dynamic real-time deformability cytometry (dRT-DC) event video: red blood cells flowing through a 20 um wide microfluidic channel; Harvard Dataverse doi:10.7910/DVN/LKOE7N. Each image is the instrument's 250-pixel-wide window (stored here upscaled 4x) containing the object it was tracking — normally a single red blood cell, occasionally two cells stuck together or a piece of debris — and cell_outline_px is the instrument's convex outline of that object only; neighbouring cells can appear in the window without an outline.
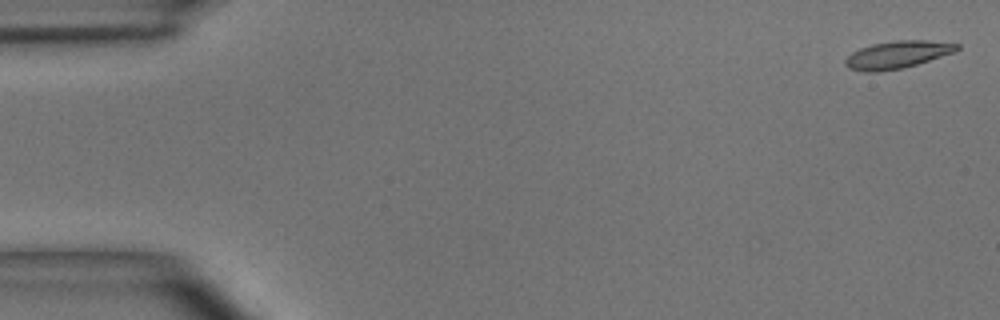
{"species": "common noctule bat (a hibernating species)", "species_latin": "Nyctalus noctula", "temperature_condition": "room temperature", "stored_images_in_passage": 6, "camera_frame_rate_fps": 3000, "um_per_image_px": 0.085, "animal": {"sex": "male", "body_mass_g": 15.6}, "frame": {"image": 1, "passage_image": 1, "time_ms": 0.0, "image_size_px": [1000, 320], "cell_outline_px": [[960, 48], [956, 52], [904, 68], [880, 72], [864, 72], [848, 68], [844, 64], [844, 60], [852, 52], [860, 48], [872, 44], [896, 40], [928, 40], [960, 44]], "centroid_in_image_um": [76.28, 4.65], "position_along_channel_um": 8.7, "area_um2": 18.09}}
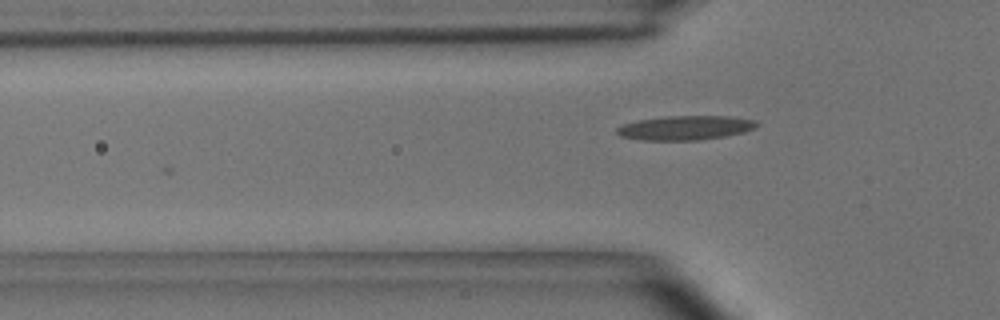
{"frame": {"image": 2, "passage_image": 5, "time_ms": 1.333, "image_size_px": [1000, 320], "cell_outline_px": [[760, 124], [756, 128], [744, 132], [724, 136], [700, 140], [640, 140], [620, 136], [616, 132], [616, 128], [620, 124], [636, 120], [664, 116], [732, 116], [756, 120]], "centroid_in_image_um": [58.24, 10.85], "position_along_channel_um": 67.6, "area_um2": 20.11}}
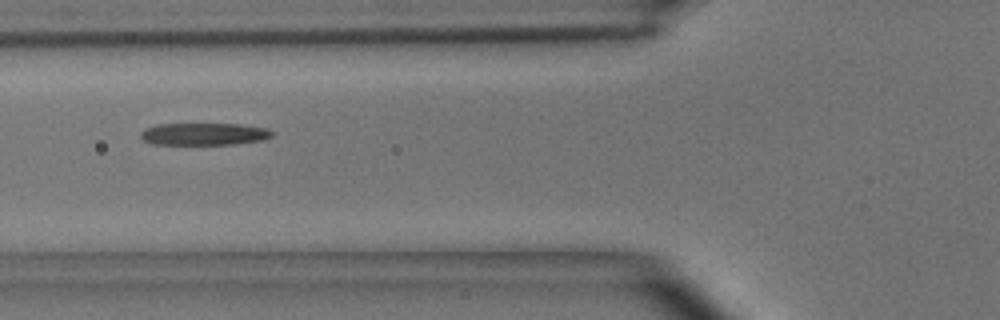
{"frame": {"image": 3, "passage_image": 6, "time_ms": 1.667, "image_size_px": [1000, 320], "cell_outline_px": [[276, 132], [272, 136], [260, 140], [232, 144], [156, 144], [144, 140], [140, 136], [140, 132], [144, 128], [156, 124], [240, 124], [268, 128]], "centroid_in_image_um": [17.35, 11.38], "position_along_channel_um": 108.4, "area_um2": 16.99}}